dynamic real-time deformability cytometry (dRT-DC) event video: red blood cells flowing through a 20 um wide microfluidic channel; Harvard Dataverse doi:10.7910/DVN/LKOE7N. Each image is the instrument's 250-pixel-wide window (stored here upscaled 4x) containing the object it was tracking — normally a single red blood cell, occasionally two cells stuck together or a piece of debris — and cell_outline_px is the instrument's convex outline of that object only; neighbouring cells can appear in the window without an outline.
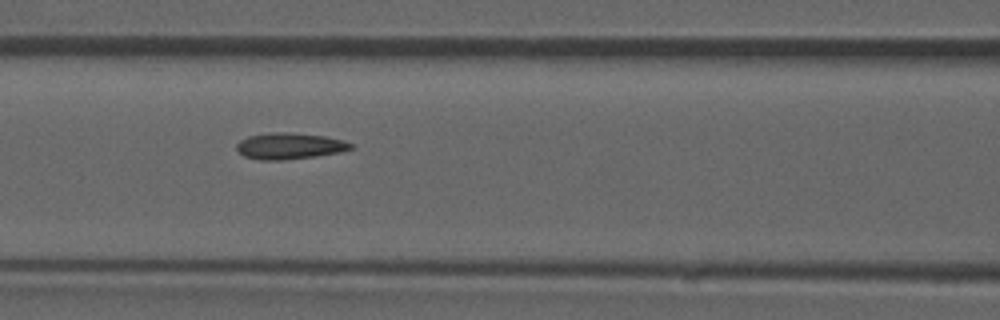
{"species": "common noctule bat (a hibernating species)", "species_latin": "Nyctalus noctula", "temperature_condition": "room temperature", "stored_images_in_passage": 34, "camera_frame_rate_fps": 3000, "um_per_image_px": 0.085, "animal": {"sex": "male", "forearm_length_mm": 52.5}, "frame": {"image": 1, "passage_image": 14, "time_ms": 4.333, "image_size_px": [1000, 320], "cell_outline_px": [[352, 148], [340, 152], [316, 156], [284, 160], [260, 160], [244, 156], [236, 148], [236, 144], [240, 140], [248, 136], [272, 132], [284, 132], [324, 136], [344, 140], [352, 144]], "centroid_in_image_um": [24.59, 12.41], "position_along_channel_um": 142.0, "area_um2": 17.4}, "authors_computed_cell_mechanics": {"area_um2": 16.9065, "velocity_mm_per_s": 3.898, "shape_relaxation_time_tau1_ms": null, "shape_relaxation_time_tau2_ms": 4.2567, "deformation_change_tau1": null, "deformation_change_tau2": 0.1233}}